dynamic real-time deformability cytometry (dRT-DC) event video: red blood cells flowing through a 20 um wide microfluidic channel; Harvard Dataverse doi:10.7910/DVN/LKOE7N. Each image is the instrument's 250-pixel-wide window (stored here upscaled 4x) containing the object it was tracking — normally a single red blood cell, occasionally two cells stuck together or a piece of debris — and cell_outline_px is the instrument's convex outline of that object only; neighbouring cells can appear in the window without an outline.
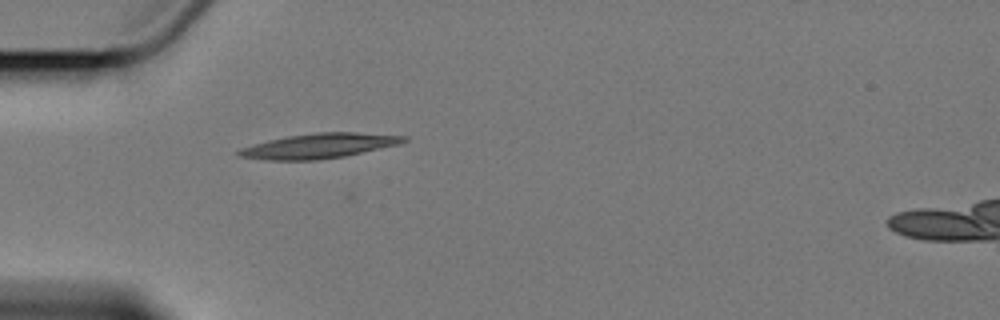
{"species": "Egyptian fruit bat (a non-hibernating species)", "species_latin": "Rousettus aegyptiacus", "temperature_condition": "cold", "stored_images_in_passage": 5, "camera_frame_rate_fps": 3000, "um_per_image_px": 0.085, "animal": {"sex": "female"}, "frame": {"image": 1, "passage_image": 5, "time_ms": 6.0, "image_size_px": [1000, 320], "cell_outline_px": [[408, 140], [400, 144], [344, 156], [316, 160], [268, 160], [236, 156], [236, 152], [240, 148], [252, 144], [268, 140], [288, 136], [316, 132], [356, 132], [408, 136]], "centroid_in_image_um": [27.11, 12.39], "position_along_channel_um": 57.9, "area_um2": 23.93}}